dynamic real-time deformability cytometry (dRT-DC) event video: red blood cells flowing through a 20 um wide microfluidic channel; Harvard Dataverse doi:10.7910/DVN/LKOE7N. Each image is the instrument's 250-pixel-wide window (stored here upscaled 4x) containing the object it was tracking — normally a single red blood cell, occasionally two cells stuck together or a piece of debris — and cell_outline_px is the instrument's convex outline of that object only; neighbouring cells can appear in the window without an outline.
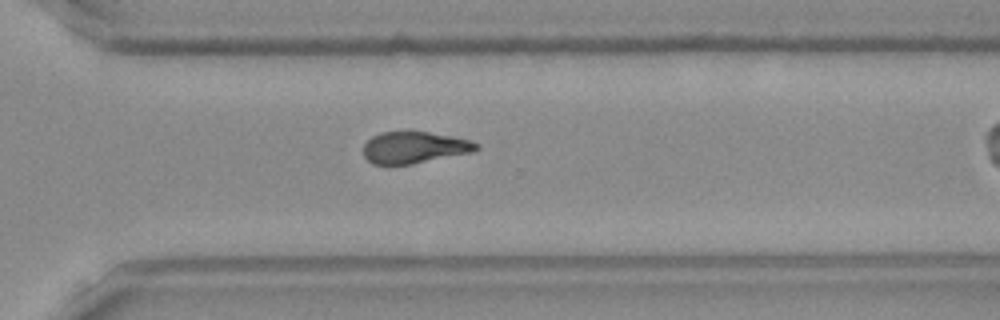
{"species": "Egyptian fruit bat (a non-hibernating species)", "species_latin": "Rousettus aegyptiacus", "temperature_condition": "room temperature", "stored_images_in_passage": 27, "camera_frame_rate_fps": 3000, "um_per_image_px": 0.085, "frame": {"image": 1, "passage_image": 22, "time_ms": 7.0, "image_size_px": [1000, 320], "cell_outline_px": [[480, 148], [472, 152], [392, 168], [372, 164], [364, 156], [364, 144], [372, 136], [380, 132], [428, 132], [452, 136], [472, 140], [480, 144]], "centroid_in_image_um": [35.19, 12.57], "position_along_channel_um": 335.4, "area_um2": 21.39}}
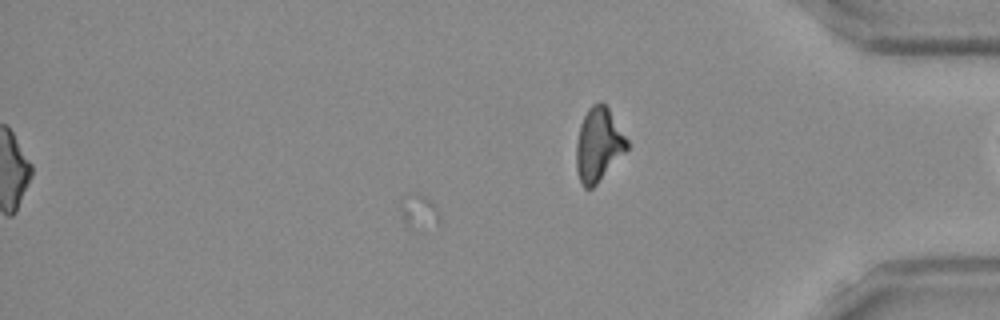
{"frame": {"image": 2, "passage_image": 27, "time_ms": 8.667, "image_size_px": [1000, 320], "cell_outline_px": [[628, 148], [596, 184], [592, 188], [584, 188], [580, 180], [576, 168], [576, 144], [580, 124], [588, 108], [592, 104], [600, 100], [608, 108], [628, 140]], "centroid_in_image_um": [50.85, 12.27], "position_along_channel_um": 384.3, "area_um2": 21.5}, "authors_computed_cell_mechanics": {"area_um2": 21.6172, "velocity_mm_per_s": 3.9155, "shape_relaxation_time_tau1_ms": 5.1851, "shape_relaxation_time_tau2_ms": 3.859, "deformation_change_tau1": 0.1922, "deformation_change_tau2": 0.119}}